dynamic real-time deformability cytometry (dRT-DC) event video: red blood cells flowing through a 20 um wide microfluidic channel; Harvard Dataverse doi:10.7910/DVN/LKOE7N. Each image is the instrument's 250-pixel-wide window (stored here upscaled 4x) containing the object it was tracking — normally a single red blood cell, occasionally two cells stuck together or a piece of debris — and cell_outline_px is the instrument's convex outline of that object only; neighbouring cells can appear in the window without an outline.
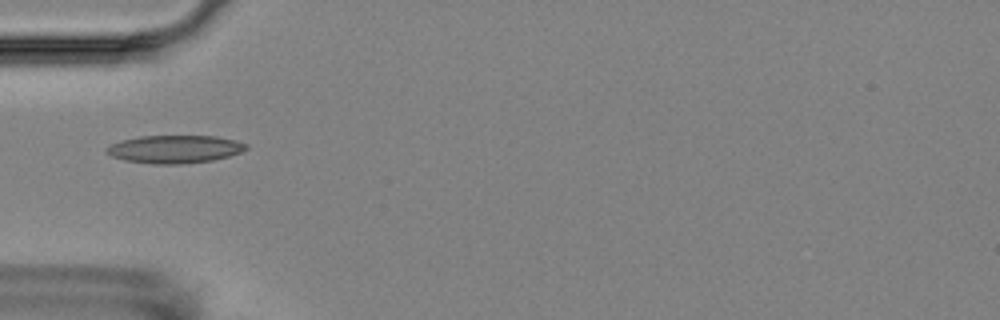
{"species": "Egyptian fruit bat (a non-hibernating species)", "species_latin": "Rousettus aegyptiacus", "temperature_condition": "room temperature", "stored_images_in_passage": 16, "camera_frame_rate_fps": 3000, "um_per_image_px": 0.085, "animal": {"sex": "female"}, "frame": {"image": 1, "passage_image": 5, "time_ms": 4.667, "image_size_px": [1000, 320], "cell_outline_px": [[248, 148], [240, 152], [228, 156], [212, 160], [180, 164], [152, 164], [124, 160], [112, 156], [104, 152], [104, 148], [120, 140], [140, 136], [216, 136], [236, 140], [248, 144]], "centroid_in_image_um": [14.82, 12.67], "position_along_channel_um": 70.2, "area_um2": 22.77}}
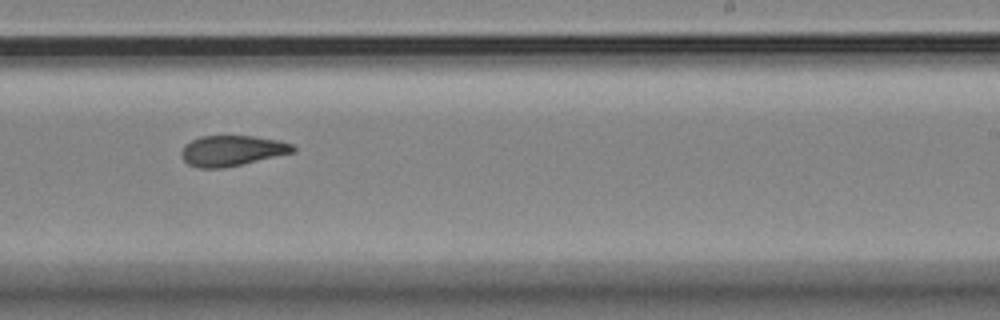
{"frame": {"image": 2, "passage_image": 10, "time_ms": 10.333, "image_size_px": [1000, 320], "cell_outline_px": [[296, 152], [224, 168], [196, 168], [188, 164], [184, 160], [180, 152], [184, 144], [200, 136], [252, 136], [276, 140], [292, 144], [296, 148]], "centroid_in_image_um": [19.7, 12.81], "position_along_channel_um": 269.3, "area_um2": 19.88}}
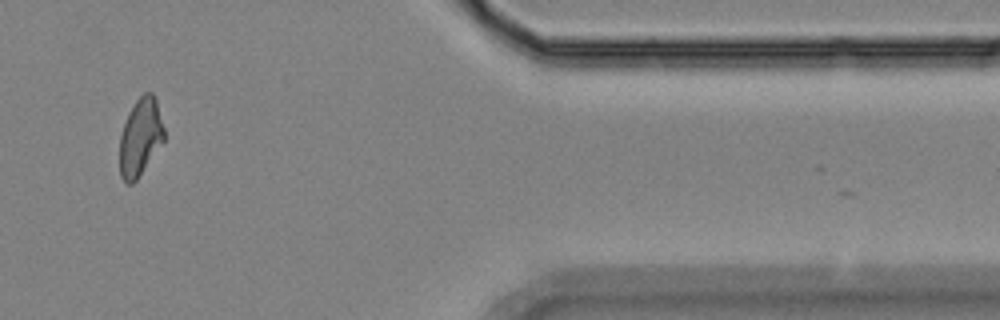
{"frame": {"image": 3, "passage_image": 14, "time_ms": 15.0, "image_size_px": [1000, 320], "cell_outline_px": [[164, 140], [136, 180], [132, 184], [128, 184], [120, 176], [120, 136], [128, 112], [136, 100], [144, 92], [152, 92], [156, 100], [164, 128]], "centroid_in_image_um": [11.92, 11.64], "position_along_channel_um": 399.5, "area_um2": 19.83}, "authors_computed_cell_mechanics": {"area_um2": 20.4323, "velocity_mm_per_s": 3.5033, "shape_relaxation_time_tau1_ms": 3.0846, "shape_relaxation_time_tau2_ms": 1.9688, "deformation_change_tau1": 0.1213, "deformation_change_tau2": 0.0895}}